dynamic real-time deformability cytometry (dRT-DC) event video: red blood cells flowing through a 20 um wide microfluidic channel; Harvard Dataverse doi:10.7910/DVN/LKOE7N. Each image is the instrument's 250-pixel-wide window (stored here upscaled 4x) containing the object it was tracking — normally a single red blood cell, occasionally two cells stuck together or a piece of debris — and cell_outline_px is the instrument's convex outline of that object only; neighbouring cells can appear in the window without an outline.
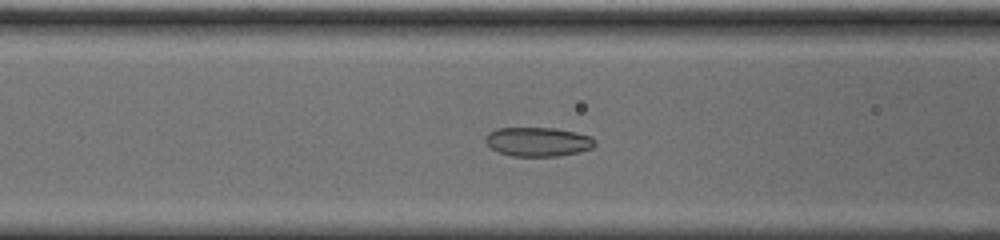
{"species": "common noctule bat (a hibernating species)", "species_latin": "Nyctalus noctula", "temperature_condition": "cold", "stored_images_in_passage": 51, "camera_frame_rate_fps": 3000, "um_per_image_px": 0.085, "animal": {"sex": "male", "body_mass_g": 20.0, "forearm_length_mm": 53.3}, "frame": {"image": 1, "passage_image": 20, "time_ms": 6.333, "image_size_px": [1000, 240], "cell_outline_px": [[596, 144], [592, 148], [576, 152], [556, 156], [512, 156], [500, 152], [492, 148], [484, 140], [488, 132], [496, 128], [556, 128], [576, 132], [592, 136], [596, 140]], "centroid_in_image_um": [45.74, 12.03], "position_along_channel_um": 120.9, "area_um2": 18.55}}
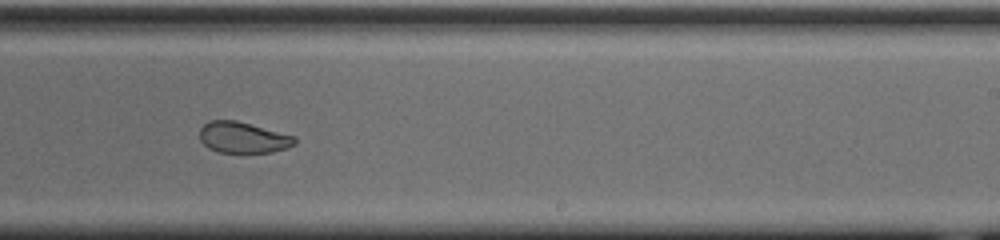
{"frame": {"image": 2, "passage_image": 32, "time_ms": 10.333, "image_size_px": [1000, 240], "cell_outline_px": [[296, 144], [272, 152], [220, 152], [208, 148], [200, 140], [200, 128], [208, 120], [236, 120], [296, 136]], "centroid_in_image_um": [20.65, 11.67], "position_along_channel_um": 268.4, "area_um2": 17.17}}
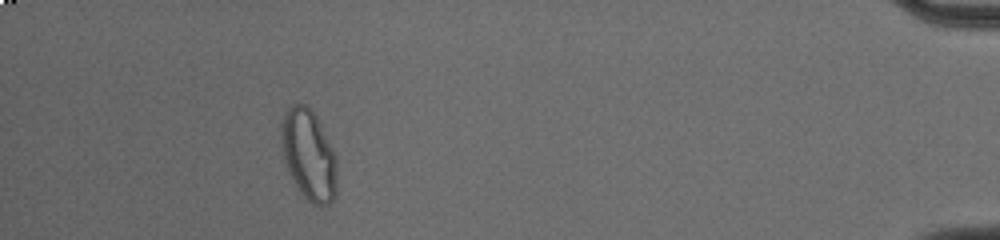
{"frame": {"image": 3, "passage_image": 49, "time_ms": 16.0, "image_size_px": [1000, 240], "cell_outline_px": [[336, 196], [328, 204], [312, 204], [304, 196], [288, 172], [284, 160], [280, 132], [280, 124], [284, 112], [292, 104], [304, 104], [316, 116], [336, 156]], "centroid_in_image_um": [26.22, 13.15], "position_along_channel_um": 409.0, "area_um2": 29.13}, "authors_computed_cell_mechanics": {"area_um2": 19.3052, "velocity_mm_per_s": 3.6975, "shape_relaxation_time_tau1_ms": null, "shape_relaxation_time_tau2_ms": 1.6033, "deformation_change_tau1": null, "deformation_change_tau2": 0.0715}}